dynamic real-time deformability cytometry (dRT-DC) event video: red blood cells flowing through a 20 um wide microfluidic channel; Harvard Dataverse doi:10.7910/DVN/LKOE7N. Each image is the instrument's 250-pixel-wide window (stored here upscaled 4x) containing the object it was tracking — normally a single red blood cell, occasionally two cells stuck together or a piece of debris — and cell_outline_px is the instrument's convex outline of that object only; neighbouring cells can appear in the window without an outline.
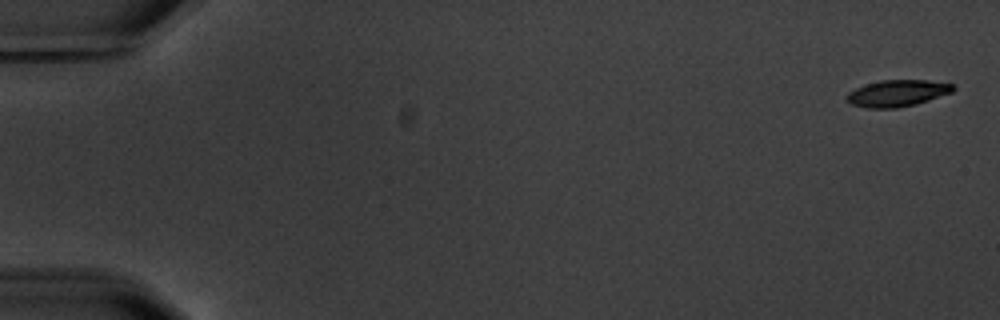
{"species": "common noctule bat (a hibernating species)", "species_latin": "Nyctalus noctula", "temperature_condition": "warm", "stored_images_in_passage": 4, "segment_of_instrument_passage": [1, 2], "camera_frame_rate_fps": 3000, "um_per_image_px": 0.085, "animal": {"sex": "male", "body_mass_g": 20.1, "forearm_length_mm": 53.5}, "frame": {"image": 1, "passage_image": 1, "time_ms": 0.0, "image_size_px": [1000, 320], "cell_outline_px": [[956, 88], [952, 92], [916, 104], [896, 108], [868, 108], [852, 104], [844, 96], [848, 92], [856, 88], [880, 80], [928, 80], [956, 84]], "centroid_in_image_um": [76.3, 7.92], "position_along_channel_um": 8.7, "area_um2": 16.47}}